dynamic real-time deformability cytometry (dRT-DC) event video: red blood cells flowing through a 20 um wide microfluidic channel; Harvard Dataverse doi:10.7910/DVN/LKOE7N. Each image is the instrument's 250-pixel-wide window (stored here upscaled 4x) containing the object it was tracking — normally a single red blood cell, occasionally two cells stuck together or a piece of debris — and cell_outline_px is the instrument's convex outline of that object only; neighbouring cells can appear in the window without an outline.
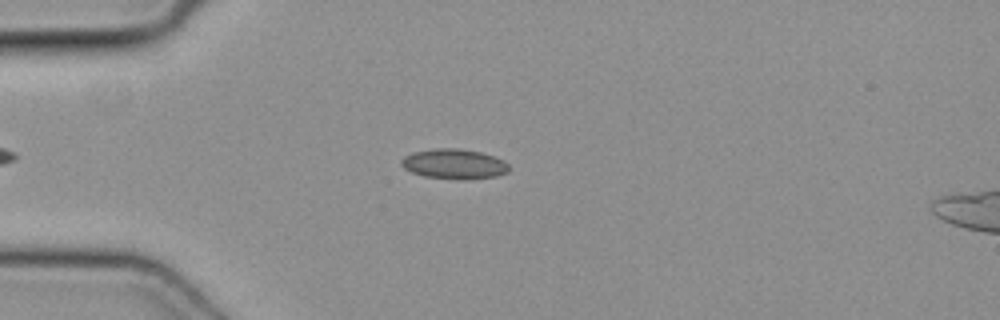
{"species": "common noctule bat (a hibernating species)", "species_latin": "Nyctalus noctula", "temperature_condition": "cold", "stored_images_in_passage": 41, "camera_frame_rate_fps": 3000, "um_per_image_px": 0.085, "animal": {"sex": "female", "body_mass_g": 19.3, "forearm_length_mm": 54.1}, "frame": {"image": 1, "passage_image": 8, "time_ms": 2.333, "image_size_px": [1000, 320], "cell_outline_px": [[508, 172], [496, 176], [424, 176], [412, 172], [404, 168], [400, 164], [400, 160], [404, 156], [412, 152], [436, 148], [460, 148], [480, 152], [496, 156], [504, 160], [508, 164]], "centroid_in_image_um": [38.56, 13.86], "position_along_channel_um": 46.4, "area_um2": 17.92}}
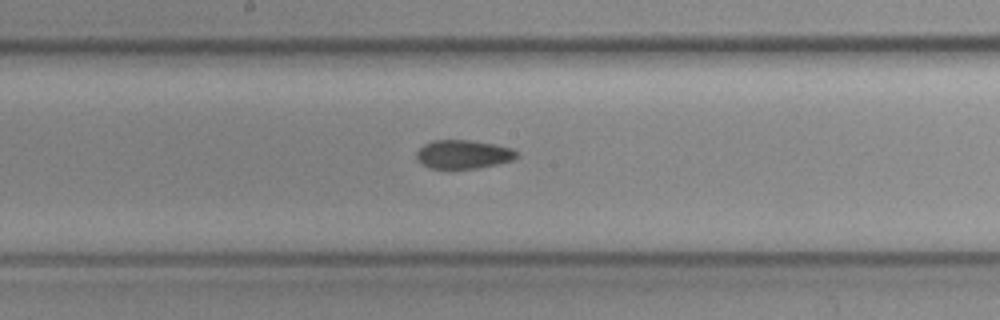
{"frame": {"image": 2, "passage_image": 21, "time_ms": 6.667, "image_size_px": [1000, 320], "cell_outline_px": [[516, 156], [512, 160], [496, 164], [476, 168], [428, 168], [416, 160], [416, 152], [424, 144], [432, 140], [468, 140], [492, 144], [512, 148], [516, 152]], "centroid_in_image_um": [39.31, 13.11], "position_along_channel_um": 208.9, "area_um2": 16.53}}
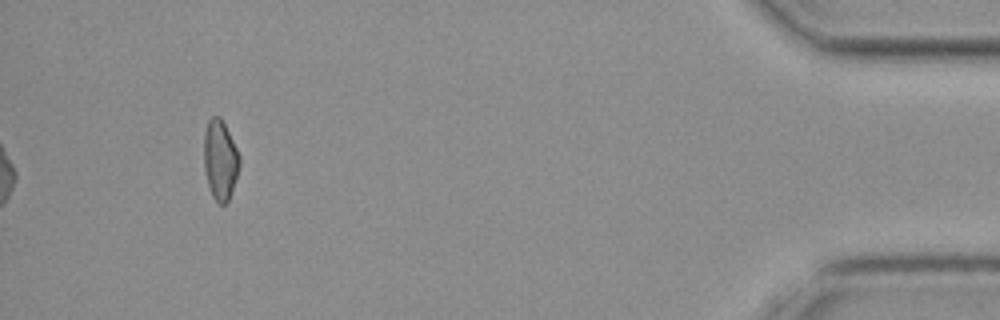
{"frame": {"image": 3, "passage_image": 41, "time_ms": 13.333, "image_size_px": [1000, 320], "cell_outline_px": [[240, 164], [228, 200], [224, 204], [220, 204], [212, 196], [208, 184], [204, 168], [204, 132], [208, 120], [212, 116], [220, 116], [240, 156]], "centroid_in_image_um": [18.69, 13.56], "position_along_channel_um": 416.5, "area_um2": 16.24}}